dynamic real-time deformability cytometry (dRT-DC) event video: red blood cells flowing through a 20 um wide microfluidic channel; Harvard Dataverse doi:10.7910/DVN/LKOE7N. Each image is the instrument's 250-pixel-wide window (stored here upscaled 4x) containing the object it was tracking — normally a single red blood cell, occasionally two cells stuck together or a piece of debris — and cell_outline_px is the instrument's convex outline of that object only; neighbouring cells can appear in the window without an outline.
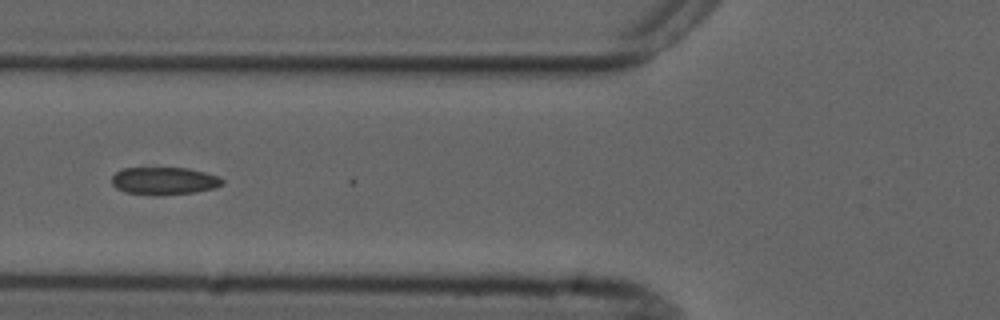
{"species": "common noctule bat (a hibernating species)", "species_latin": "Nyctalus noctula", "temperature_condition": "cold", "stored_images_in_passage": 6, "camera_frame_rate_fps": 3000, "um_per_image_px": 0.085, "animal": {"sex": "male", "forearm_length_mm": 52.5}, "frame": {"image": 1, "passage_image": 6, "time_ms": 5.667, "image_size_px": [1000, 320], "cell_outline_px": [[224, 184], [216, 188], [196, 192], [124, 192], [116, 188], [112, 184], [112, 176], [116, 172], [124, 168], [188, 168], [204, 172], [216, 176], [224, 180]], "centroid_in_image_um": [13.98, 15.32], "position_along_channel_um": 111.8, "area_um2": 16.88}}